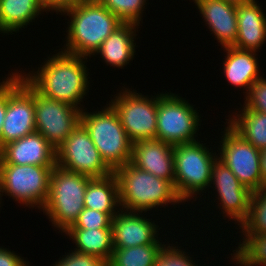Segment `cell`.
Instances as JSON below:
<instances>
[{"instance_id":"1","label":"cell","mask_w":266,"mask_h":266,"mask_svg":"<svg viewBox=\"0 0 266 266\" xmlns=\"http://www.w3.org/2000/svg\"><path fill=\"white\" fill-rule=\"evenodd\" d=\"M47 58L37 71L33 69L26 74L21 70L20 75L41 95L82 111L85 107L80 103L90 89L89 69L85 65L88 57L61 50Z\"/></svg>"},{"instance_id":"2","label":"cell","mask_w":266,"mask_h":266,"mask_svg":"<svg viewBox=\"0 0 266 266\" xmlns=\"http://www.w3.org/2000/svg\"><path fill=\"white\" fill-rule=\"evenodd\" d=\"M69 16L65 45L62 51L91 57L103 41L123 22L98 0H85L64 10L61 15Z\"/></svg>"},{"instance_id":"3","label":"cell","mask_w":266,"mask_h":266,"mask_svg":"<svg viewBox=\"0 0 266 266\" xmlns=\"http://www.w3.org/2000/svg\"><path fill=\"white\" fill-rule=\"evenodd\" d=\"M118 181L121 209L146 213L159 206L183 204L174 185L128 162L113 172Z\"/></svg>"},{"instance_id":"4","label":"cell","mask_w":266,"mask_h":266,"mask_svg":"<svg viewBox=\"0 0 266 266\" xmlns=\"http://www.w3.org/2000/svg\"><path fill=\"white\" fill-rule=\"evenodd\" d=\"M92 178L55 166L50 174L49 196L43 213L59 232H66L84 209V196Z\"/></svg>"},{"instance_id":"5","label":"cell","mask_w":266,"mask_h":266,"mask_svg":"<svg viewBox=\"0 0 266 266\" xmlns=\"http://www.w3.org/2000/svg\"><path fill=\"white\" fill-rule=\"evenodd\" d=\"M106 105L101 111L83 109L80 123L88 131L104 162L114 171L130 162L133 143L113 107L109 103Z\"/></svg>"},{"instance_id":"6","label":"cell","mask_w":266,"mask_h":266,"mask_svg":"<svg viewBox=\"0 0 266 266\" xmlns=\"http://www.w3.org/2000/svg\"><path fill=\"white\" fill-rule=\"evenodd\" d=\"M205 145L196 141L173 147L174 187L183 203L210 189L211 172L218 154Z\"/></svg>"},{"instance_id":"7","label":"cell","mask_w":266,"mask_h":266,"mask_svg":"<svg viewBox=\"0 0 266 266\" xmlns=\"http://www.w3.org/2000/svg\"><path fill=\"white\" fill-rule=\"evenodd\" d=\"M54 167L0 164L1 197L6 194L22 206L42 211L49 196L50 174Z\"/></svg>"},{"instance_id":"8","label":"cell","mask_w":266,"mask_h":266,"mask_svg":"<svg viewBox=\"0 0 266 266\" xmlns=\"http://www.w3.org/2000/svg\"><path fill=\"white\" fill-rule=\"evenodd\" d=\"M200 118L185 98L171 92L159 93L156 139L173 146L199 141L195 137L201 127Z\"/></svg>"},{"instance_id":"9","label":"cell","mask_w":266,"mask_h":266,"mask_svg":"<svg viewBox=\"0 0 266 266\" xmlns=\"http://www.w3.org/2000/svg\"><path fill=\"white\" fill-rule=\"evenodd\" d=\"M123 88L109 104L117 113L129 139L132 143L156 139L159 93L150 98L135 89Z\"/></svg>"},{"instance_id":"10","label":"cell","mask_w":266,"mask_h":266,"mask_svg":"<svg viewBox=\"0 0 266 266\" xmlns=\"http://www.w3.org/2000/svg\"><path fill=\"white\" fill-rule=\"evenodd\" d=\"M21 84L34 97L36 132L56 150L80 123L81 110L41 95L22 76Z\"/></svg>"},{"instance_id":"11","label":"cell","mask_w":266,"mask_h":266,"mask_svg":"<svg viewBox=\"0 0 266 266\" xmlns=\"http://www.w3.org/2000/svg\"><path fill=\"white\" fill-rule=\"evenodd\" d=\"M221 133L218 159L251 192L261 190L265 184L260 171V150L245 141L228 124Z\"/></svg>"},{"instance_id":"12","label":"cell","mask_w":266,"mask_h":266,"mask_svg":"<svg viewBox=\"0 0 266 266\" xmlns=\"http://www.w3.org/2000/svg\"><path fill=\"white\" fill-rule=\"evenodd\" d=\"M56 165L91 178L105 177L114 172L104 162L88 131L81 123L56 149Z\"/></svg>"},{"instance_id":"13","label":"cell","mask_w":266,"mask_h":266,"mask_svg":"<svg viewBox=\"0 0 266 266\" xmlns=\"http://www.w3.org/2000/svg\"><path fill=\"white\" fill-rule=\"evenodd\" d=\"M36 132L33 95L21 84L15 71L7 76V109L0 138V148L14 140Z\"/></svg>"},{"instance_id":"14","label":"cell","mask_w":266,"mask_h":266,"mask_svg":"<svg viewBox=\"0 0 266 266\" xmlns=\"http://www.w3.org/2000/svg\"><path fill=\"white\" fill-rule=\"evenodd\" d=\"M218 195L222 216L234 220L239 227L246 221L249 214L252 192L245 187L234 173L218 158L213 164L210 187L213 186ZM223 209V210H222ZM224 214V215H223Z\"/></svg>"},{"instance_id":"15","label":"cell","mask_w":266,"mask_h":266,"mask_svg":"<svg viewBox=\"0 0 266 266\" xmlns=\"http://www.w3.org/2000/svg\"><path fill=\"white\" fill-rule=\"evenodd\" d=\"M142 213L120 209L112 218L113 248L150 245L158 239V223L155 224L152 218L147 219Z\"/></svg>"},{"instance_id":"16","label":"cell","mask_w":266,"mask_h":266,"mask_svg":"<svg viewBox=\"0 0 266 266\" xmlns=\"http://www.w3.org/2000/svg\"><path fill=\"white\" fill-rule=\"evenodd\" d=\"M0 164L56 166L55 148L38 132L0 148Z\"/></svg>"},{"instance_id":"17","label":"cell","mask_w":266,"mask_h":266,"mask_svg":"<svg viewBox=\"0 0 266 266\" xmlns=\"http://www.w3.org/2000/svg\"><path fill=\"white\" fill-rule=\"evenodd\" d=\"M173 145L160 141L141 140L133 143L130 163L156 177L170 181L174 185Z\"/></svg>"},{"instance_id":"18","label":"cell","mask_w":266,"mask_h":266,"mask_svg":"<svg viewBox=\"0 0 266 266\" xmlns=\"http://www.w3.org/2000/svg\"><path fill=\"white\" fill-rule=\"evenodd\" d=\"M210 34H213L222 48L233 47L236 42L237 6L225 0H193Z\"/></svg>"},{"instance_id":"19","label":"cell","mask_w":266,"mask_h":266,"mask_svg":"<svg viewBox=\"0 0 266 266\" xmlns=\"http://www.w3.org/2000/svg\"><path fill=\"white\" fill-rule=\"evenodd\" d=\"M256 0L236 8L238 34L233 47L258 52L266 41V14Z\"/></svg>"},{"instance_id":"20","label":"cell","mask_w":266,"mask_h":266,"mask_svg":"<svg viewBox=\"0 0 266 266\" xmlns=\"http://www.w3.org/2000/svg\"><path fill=\"white\" fill-rule=\"evenodd\" d=\"M226 56L223 62V74L228 83L235 88H244L248 93L250 86L256 80L261 79L257 53L255 51L240 50L235 47L223 48Z\"/></svg>"},{"instance_id":"21","label":"cell","mask_w":266,"mask_h":266,"mask_svg":"<svg viewBox=\"0 0 266 266\" xmlns=\"http://www.w3.org/2000/svg\"><path fill=\"white\" fill-rule=\"evenodd\" d=\"M138 26L134 23H122L103 41L94 56L99 54L107 66L124 69L123 67L133 60L136 53L135 36H137Z\"/></svg>"},{"instance_id":"22","label":"cell","mask_w":266,"mask_h":266,"mask_svg":"<svg viewBox=\"0 0 266 266\" xmlns=\"http://www.w3.org/2000/svg\"><path fill=\"white\" fill-rule=\"evenodd\" d=\"M44 11L42 0H0V32L17 33Z\"/></svg>"},{"instance_id":"23","label":"cell","mask_w":266,"mask_h":266,"mask_svg":"<svg viewBox=\"0 0 266 266\" xmlns=\"http://www.w3.org/2000/svg\"><path fill=\"white\" fill-rule=\"evenodd\" d=\"M84 207L104 212L111 218L120 211L119 187L114 173L101 178H92L88 182Z\"/></svg>"},{"instance_id":"24","label":"cell","mask_w":266,"mask_h":266,"mask_svg":"<svg viewBox=\"0 0 266 266\" xmlns=\"http://www.w3.org/2000/svg\"><path fill=\"white\" fill-rule=\"evenodd\" d=\"M64 234L75 243V251L98 256L106 263L110 261L113 252L112 229L69 228Z\"/></svg>"},{"instance_id":"25","label":"cell","mask_w":266,"mask_h":266,"mask_svg":"<svg viewBox=\"0 0 266 266\" xmlns=\"http://www.w3.org/2000/svg\"><path fill=\"white\" fill-rule=\"evenodd\" d=\"M226 118L228 124L245 141L257 149L266 147V113L245 109L244 107Z\"/></svg>"},{"instance_id":"26","label":"cell","mask_w":266,"mask_h":266,"mask_svg":"<svg viewBox=\"0 0 266 266\" xmlns=\"http://www.w3.org/2000/svg\"><path fill=\"white\" fill-rule=\"evenodd\" d=\"M158 238L153 244L129 248H113L108 266H154L156 257L165 245Z\"/></svg>"},{"instance_id":"27","label":"cell","mask_w":266,"mask_h":266,"mask_svg":"<svg viewBox=\"0 0 266 266\" xmlns=\"http://www.w3.org/2000/svg\"><path fill=\"white\" fill-rule=\"evenodd\" d=\"M242 242L233 250L232 261L239 266H266V233H242Z\"/></svg>"},{"instance_id":"28","label":"cell","mask_w":266,"mask_h":266,"mask_svg":"<svg viewBox=\"0 0 266 266\" xmlns=\"http://www.w3.org/2000/svg\"><path fill=\"white\" fill-rule=\"evenodd\" d=\"M239 229L241 233H266V185L252 192L248 218Z\"/></svg>"},{"instance_id":"29","label":"cell","mask_w":266,"mask_h":266,"mask_svg":"<svg viewBox=\"0 0 266 266\" xmlns=\"http://www.w3.org/2000/svg\"><path fill=\"white\" fill-rule=\"evenodd\" d=\"M112 14L117 16L123 23L139 25L143 19V11L146 9L148 0H98Z\"/></svg>"},{"instance_id":"30","label":"cell","mask_w":266,"mask_h":266,"mask_svg":"<svg viewBox=\"0 0 266 266\" xmlns=\"http://www.w3.org/2000/svg\"><path fill=\"white\" fill-rule=\"evenodd\" d=\"M165 244L156 257L154 266H198L181 247Z\"/></svg>"},{"instance_id":"31","label":"cell","mask_w":266,"mask_h":266,"mask_svg":"<svg viewBox=\"0 0 266 266\" xmlns=\"http://www.w3.org/2000/svg\"><path fill=\"white\" fill-rule=\"evenodd\" d=\"M70 228L112 229V218L104 212L84 207L77 221Z\"/></svg>"},{"instance_id":"32","label":"cell","mask_w":266,"mask_h":266,"mask_svg":"<svg viewBox=\"0 0 266 266\" xmlns=\"http://www.w3.org/2000/svg\"><path fill=\"white\" fill-rule=\"evenodd\" d=\"M243 107L266 113V78L262 77L251 84L248 93L245 94Z\"/></svg>"},{"instance_id":"33","label":"cell","mask_w":266,"mask_h":266,"mask_svg":"<svg viewBox=\"0 0 266 266\" xmlns=\"http://www.w3.org/2000/svg\"><path fill=\"white\" fill-rule=\"evenodd\" d=\"M64 256V257H63ZM62 258L53 266H106L107 263L100 257L95 255H89L86 253H80L71 250V253L63 255Z\"/></svg>"},{"instance_id":"34","label":"cell","mask_w":266,"mask_h":266,"mask_svg":"<svg viewBox=\"0 0 266 266\" xmlns=\"http://www.w3.org/2000/svg\"><path fill=\"white\" fill-rule=\"evenodd\" d=\"M15 251L0 247V266H30L29 261L24 260Z\"/></svg>"},{"instance_id":"35","label":"cell","mask_w":266,"mask_h":266,"mask_svg":"<svg viewBox=\"0 0 266 266\" xmlns=\"http://www.w3.org/2000/svg\"><path fill=\"white\" fill-rule=\"evenodd\" d=\"M83 1L85 0H42L47 12H50L51 10L56 12L57 15L70 7L82 3Z\"/></svg>"},{"instance_id":"36","label":"cell","mask_w":266,"mask_h":266,"mask_svg":"<svg viewBox=\"0 0 266 266\" xmlns=\"http://www.w3.org/2000/svg\"><path fill=\"white\" fill-rule=\"evenodd\" d=\"M7 109V78L0 82V138Z\"/></svg>"},{"instance_id":"37","label":"cell","mask_w":266,"mask_h":266,"mask_svg":"<svg viewBox=\"0 0 266 266\" xmlns=\"http://www.w3.org/2000/svg\"><path fill=\"white\" fill-rule=\"evenodd\" d=\"M260 171L262 181L266 185V147L260 149Z\"/></svg>"},{"instance_id":"38","label":"cell","mask_w":266,"mask_h":266,"mask_svg":"<svg viewBox=\"0 0 266 266\" xmlns=\"http://www.w3.org/2000/svg\"><path fill=\"white\" fill-rule=\"evenodd\" d=\"M225 1H227L229 3H232V4L236 5V6H238V5H241V4L250 2L252 0H225Z\"/></svg>"}]
</instances>
